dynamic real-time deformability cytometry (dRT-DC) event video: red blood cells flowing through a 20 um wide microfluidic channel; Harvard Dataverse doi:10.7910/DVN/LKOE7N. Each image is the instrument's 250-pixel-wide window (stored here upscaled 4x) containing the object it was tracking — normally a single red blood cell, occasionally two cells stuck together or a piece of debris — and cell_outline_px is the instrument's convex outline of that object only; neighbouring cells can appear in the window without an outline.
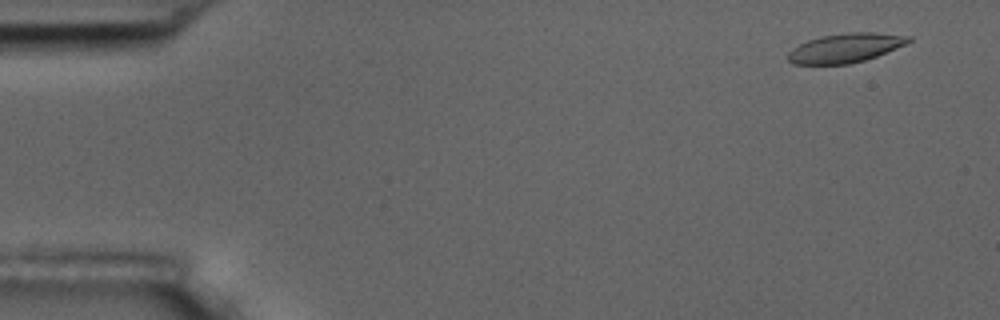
{"species": "common noctule bat (a hibernating species)", "species_latin": "Nyctalus noctula", "temperature_condition": "room temperature", "stored_images_in_passage": 6, "camera_frame_rate_fps": 3000, "um_per_image_px": 0.085, "animal": {"sex": "male", "body_mass_g": 17.5, "forearm_length_mm": 52.3}, "frame": {"image": 1, "passage_image": 1, "time_ms": 0.0, "image_size_px": [1000, 320], "cell_outline_px": [[912, 40], [904, 44], [876, 56], [864, 60], [848, 64], [792, 64], [788, 60], [788, 52], [792, 48], [808, 40], [820, 36], [844, 32], [872, 32], [912, 36]], "centroid_in_image_um": [71.83, 4.06], "position_along_channel_um": 13.2, "area_um2": 20.4}}
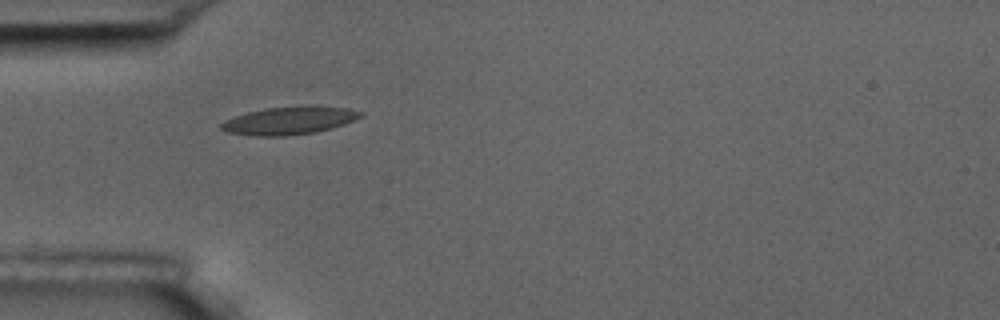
{"frame": {"image": 2, "passage_image": 5, "time_ms": 4.667, "image_size_px": [1000, 320], "cell_outline_px": [[364, 116], [344, 124], [332, 128], [316, 132], [284, 136], [256, 136], [228, 132], [220, 128], [220, 124], [224, 120], [248, 112], [268, 108], [300, 104], [316, 104], [348, 108], [364, 112]], "centroid_in_image_um": [24.66, 10.21], "position_along_channel_um": 60.3, "area_um2": 23.12}}